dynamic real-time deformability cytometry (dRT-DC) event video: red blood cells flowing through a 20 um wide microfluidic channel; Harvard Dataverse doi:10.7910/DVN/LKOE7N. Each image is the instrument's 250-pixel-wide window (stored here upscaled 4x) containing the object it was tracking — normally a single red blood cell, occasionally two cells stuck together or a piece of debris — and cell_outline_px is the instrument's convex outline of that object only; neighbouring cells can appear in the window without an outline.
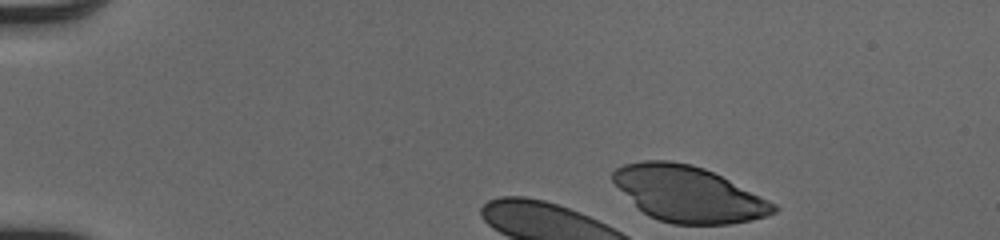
{"species": "human", "species_latin": "Homo sapiens", "temperature_condition": "cold", "stored_images_in_passage": 9, "camera_frame_rate_fps": 3000, "um_per_image_px": 0.085, "donor": {"sex": "male"}, "frame": {"image": 1, "passage_image": 1, "time_ms": 0.0, "image_size_px": [1000, 240], "cell_outline_px": [[780, 208], [776, 212], [752, 220], [728, 224], [672, 224], [648, 216], [612, 180], [612, 172], [616, 168], [624, 164], [644, 160], [668, 160], [692, 164], [704, 168], [776, 204]], "centroid_in_image_um": [58.52, 16.48], "position_along_channel_um": 26.5, "area_um2": 51.44}}
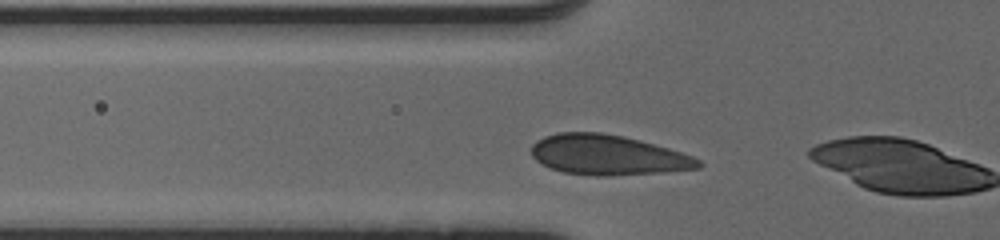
{"frame": {"image": 2, "passage_image": 8, "time_ms": 2.333, "image_size_px": [1000, 240], "cell_outline_px": [[704, 164], [700, 168], [664, 172], [604, 176], [596, 176], [564, 172], [552, 168], [536, 160], [532, 156], [532, 144], [536, 140], [544, 136], [556, 132], [600, 132], [640, 140], [668, 148], [692, 156], [700, 160]], "centroid_in_image_um": [51.66, 13.17], "position_along_channel_um": 74.1, "area_um2": 38.84}}